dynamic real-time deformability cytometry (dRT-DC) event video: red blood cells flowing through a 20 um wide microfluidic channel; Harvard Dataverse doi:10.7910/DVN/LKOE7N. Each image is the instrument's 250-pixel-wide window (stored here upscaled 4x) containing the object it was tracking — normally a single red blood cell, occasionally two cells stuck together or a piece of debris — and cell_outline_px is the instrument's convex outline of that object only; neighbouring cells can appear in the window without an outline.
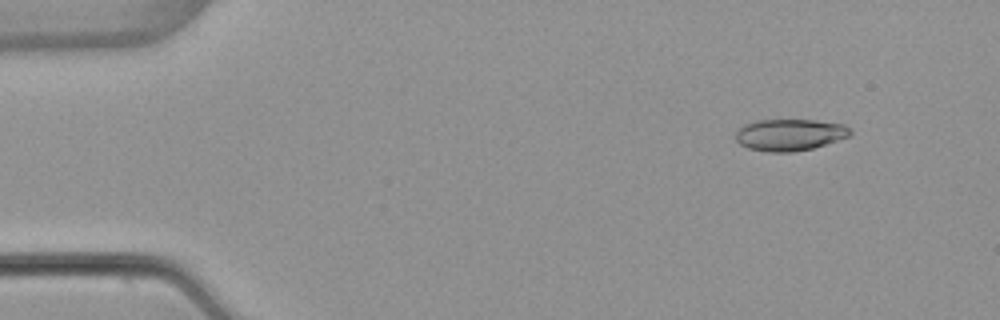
{"species": "common noctule bat (a hibernating species)", "species_latin": "Nyctalus noctula", "temperature_condition": "warm", "stored_images_in_passage": 53, "camera_frame_rate_fps": 3000, "um_per_image_px": 0.085, "animal": {"sex": "female", "body_mass_g": 22.7, "forearm_length_mm": 54.2}, "frame": {"image": 1, "passage_image": 6, "time_ms": 1.667, "image_size_px": [1000, 320], "cell_outline_px": [[852, 136], [812, 148], [792, 152], [764, 152], [748, 148], [740, 144], [736, 140], [736, 132], [744, 124], [756, 120], [816, 120], [844, 124], [852, 132]], "centroid_in_image_um": [67.13, 11.46], "position_along_channel_um": 17.9, "area_um2": 21.27}}
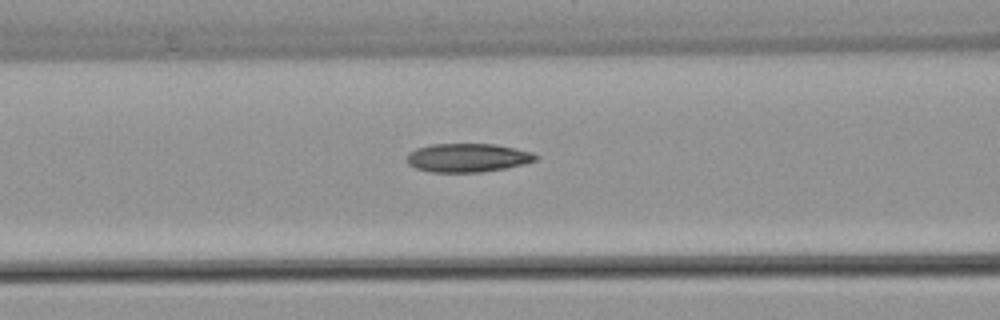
{"frame": {"image": 2, "passage_image": 22, "time_ms": 7.0, "image_size_px": [1000, 320], "cell_outline_px": [[540, 156], [536, 160], [524, 164], [504, 168], [480, 172], [432, 172], [416, 168], [408, 164], [408, 152], [416, 148], [432, 144], [492, 144], [516, 148], [532, 152]], "centroid_in_image_um": [39.76, 13.4], "position_along_channel_um": 126.8, "area_um2": 21.44}}
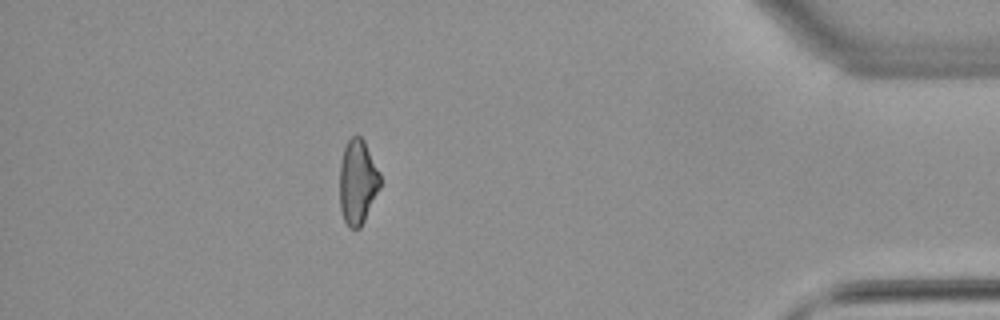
{"frame": {"image": 3, "passage_image": 47, "time_ms": 15.333, "image_size_px": [1000, 320], "cell_outline_px": [[380, 188], [360, 228], [348, 228], [344, 220], [340, 208], [340, 164], [344, 148], [348, 140], [352, 136], [360, 136], [364, 140], [380, 172]], "centroid_in_image_um": [30.4, 15.46], "position_along_channel_um": 404.8, "area_um2": 19.94}, "authors_computed_cell_mechanics": {"area_um2": 21.2126, "velocity_mm_per_s": 3.8979, "shape_relaxation_time_tau1_ms": null, "shape_relaxation_time_tau2_ms": 3.7753, "deformation_change_tau1": null, "deformation_change_tau2": 0.1293}}